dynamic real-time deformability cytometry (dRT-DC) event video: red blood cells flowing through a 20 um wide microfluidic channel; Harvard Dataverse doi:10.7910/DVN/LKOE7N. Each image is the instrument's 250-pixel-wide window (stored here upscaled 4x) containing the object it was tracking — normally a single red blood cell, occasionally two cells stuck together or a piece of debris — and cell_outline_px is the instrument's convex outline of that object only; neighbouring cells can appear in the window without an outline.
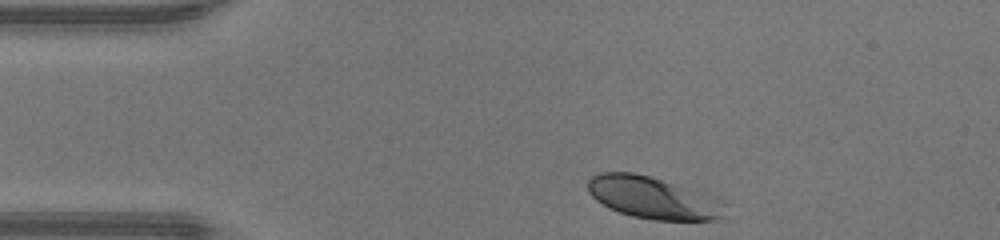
{"species": "human", "species_latin": "Homo sapiens", "temperature_condition": "warm", "stored_images_in_passage": 31, "camera_frame_rate_fps": 3000, "um_per_image_px": 0.085, "donor": {"sex": "male"}, "frame": {"image": 1, "passage_image": 1, "time_ms": 0.0, "image_size_px": [1000, 240], "cell_outline_px": [[724, 204], [720, 216], [712, 220], [656, 220], [632, 216], [608, 208], [596, 200], [588, 192], [588, 180], [592, 176], [600, 172], [632, 172], [648, 176], [716, 196], [724, 200]], "centroid_in_image_um": [55.47, 16.8], "position_along_channel_um": 29.5, "area_um2": 33.35}}
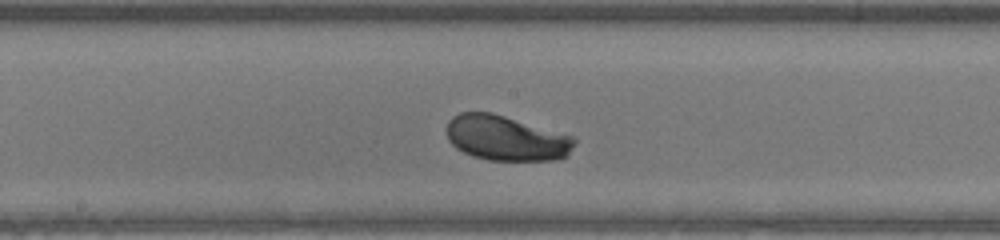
{"frame": {"image": 2, "passage_image": 17, "time_ms": 5.333, "image_size_px": [1000, 240], "cell_outline_px": [[576, 140], [568, 156], [560, 160], [488, 160], [472, 156], [456, 148], [448, 140], [444, 132], [444, 128], [448, 120], [452, 116], [460, 112], [492, 112], [572, 136]], "centroid_in_image_um": [42.96, 11.74], "position_along_channel_um": 205.2, "area_um2": 33.87}}
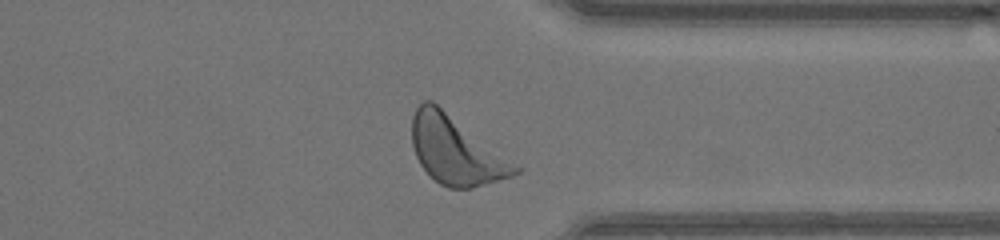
{"frame": {"image": 3, "passage_image": 29, "time_ms": 9.333, "image_size_px": [1000, 240], "cell_outline_px": [[520, 172], [512, 176], [472, 188], [448, 188], [440, 184], [420, 164], [416, 156], [412, 144], [412, 116], [416, 108], [424, 100], [432, 100], [520, 168]], "centroid_in_image_um": [38.7, 12.78], "position_along_channel_um": 372.7, "area_um2": 39.88}, "authors_computed_cell_mechanics": {"area_um2": 33.813, "velocity_mm_per_s": 4.3038, "shape_relaxation_time_tau1_ms": 1.3425, "shape_relaxation_time_tau2_ms": null, "deformation_change_tau1": 0.1166, "deformation_change_tau2": null}}